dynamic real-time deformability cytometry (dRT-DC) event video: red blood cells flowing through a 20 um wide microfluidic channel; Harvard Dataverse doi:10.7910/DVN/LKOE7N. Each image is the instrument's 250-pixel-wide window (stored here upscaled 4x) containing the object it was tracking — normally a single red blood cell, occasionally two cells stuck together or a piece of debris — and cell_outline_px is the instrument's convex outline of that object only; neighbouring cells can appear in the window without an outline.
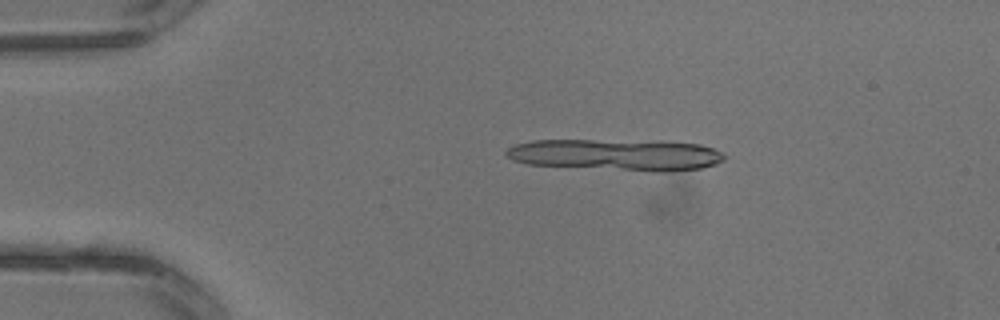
{"species": "common noctule bat (a hibernating species)", "species_latin": "Nyctalus noctula", "temperature_condition": "warm", "stored_images_in_passage": 3, "segment_of_instrument_passage": [1, 2], "camera_frame_rate_fps": 3000, "um_per_image_px": 0.085, "animal": {"sex": "male", "body_mass_g": 13.3}, "frame": {"image": 1, "passage_image": 2, "time_ms": 0.333, "image_size_px": [1000, 320], "cell_outline_px": [[724, 160], [716, 164], [700, 168], [672, 172], [652, 172], [528, 164], [512, 160], [504, 152], [508, 148], [516, 144], [532, 140], [592, 140], [700, 144], [724, 152]], "centroid_in_image_um": [52.36, 13.18], "position_along_channel_um": 32.6, "area_um2": 39.71}}